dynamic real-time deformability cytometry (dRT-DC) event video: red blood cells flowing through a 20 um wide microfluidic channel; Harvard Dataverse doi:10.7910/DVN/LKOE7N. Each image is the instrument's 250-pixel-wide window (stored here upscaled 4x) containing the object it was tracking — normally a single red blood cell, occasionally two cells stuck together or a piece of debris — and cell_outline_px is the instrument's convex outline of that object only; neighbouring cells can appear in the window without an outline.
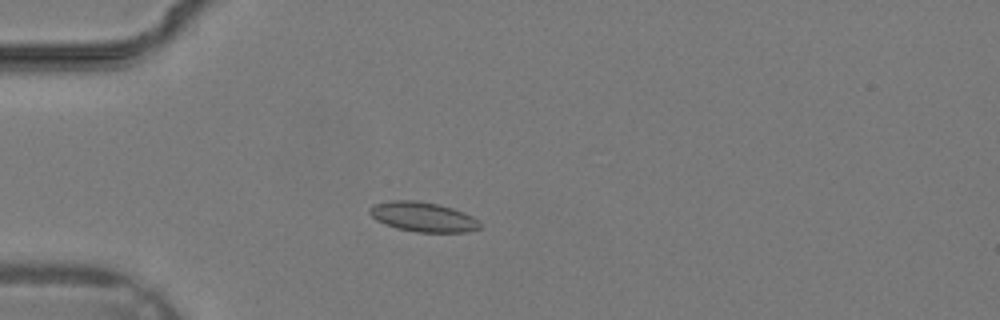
{"species": "common noctule bat (a hibernating species)", "species_latin": "Nyctalus noctula", "temperature_condition": "warm", "stored_images_in_passage": 35, "camera_frame_rate_fps": 3000, "um_per_image_px": 0.085, "animal": {"sex": "male", "body_mass_g": 19.2, "forearm_length_mm": 51.8}, "frame": {"image": 1, "passage_image": 9, "time_ms": 2.667, "image_size_px": [1000, 320], "cell_outline_px": [[484, 224], [480, 228], [468, 232], [416, 232], [396, 228], [384, 224], [376, 220], [368, 212], [368, 208], [372, 204], [392, 200], [416, 200], [436, 204], [452, 208], [464, 212], [472, 216]], "centroid_in_image_um": [35.95, 18.44], "position_along_channel_um": 49.1, "area_um2": 19.31}}
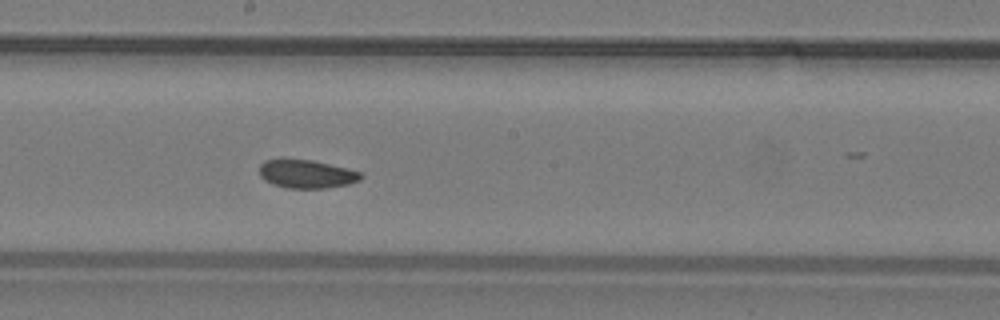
{"frame": {"image": 2, "passage_image": 19, "time_ms": 6.0, "image_size_px": [1000, 320], "cell_outline_px": [[364, 176], [360, 180], [348, 184], [328, 188], [288, 188], [272, 184], [264, 180], [260, 176], [260, 164], [264, 160], [312, 160], [348, 168], [360, 172]], "centroid_in_image_um": [26.08, 14.8], "position_along_channel_um": 222.1, "area_um2": 16.7}}
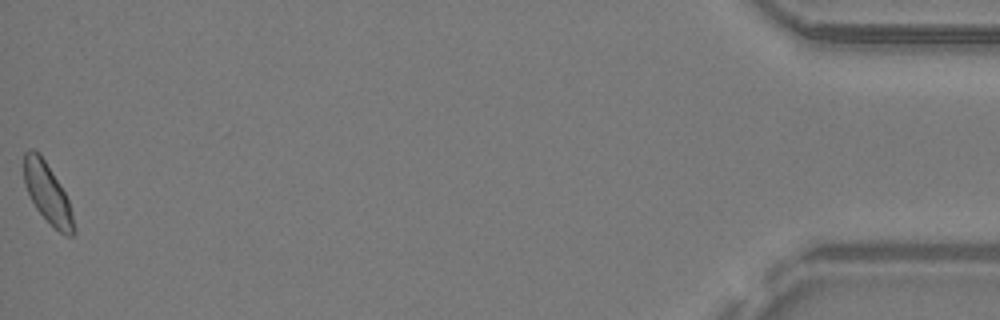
{"frame": {"image": 3, "passage_image": 35, "time_ms": 11.333, "image_size_px": [1000, 320], "cell_outline_px": [[76, 232], [72, 236], [64, 236], [36, 208], [24, 184], [24, 152], [28, 148], [36, 148], [40, 152], [60, 184], [68, 200], [72, 212], [76, 228]], "centroid_in_image_um": [4.04, 16.38], "position_along_channel_um": 431.2, "area_um2": 17.4}}